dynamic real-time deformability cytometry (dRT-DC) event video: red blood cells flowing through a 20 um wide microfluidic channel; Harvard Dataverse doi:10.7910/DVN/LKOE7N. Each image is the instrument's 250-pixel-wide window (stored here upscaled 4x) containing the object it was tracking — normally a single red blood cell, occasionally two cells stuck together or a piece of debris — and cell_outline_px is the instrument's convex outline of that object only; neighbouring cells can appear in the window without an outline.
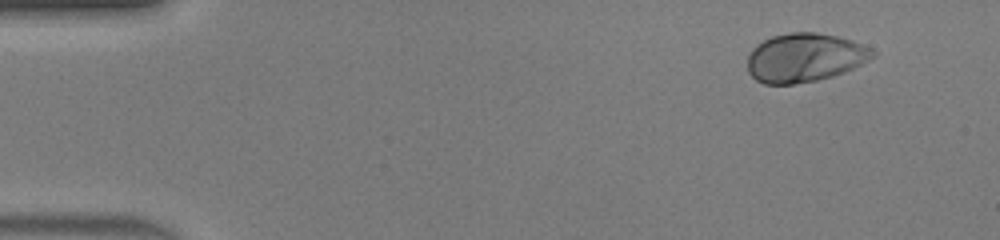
{"species": "human", "species_latin": "Homo sapiens", "temperature_condition": "warm", "stored_images_in_passage": 45, "camera_frame_rate_fps": 3000, "um_per_image_px": 0.085, "donor": {"sex": "male"}, "frame": {"image": 1, "passage_image": 1, "time_ms": 0.0, "image_size_px": [1000, 240], "cell_outline_px": [[876, 56], [844, 72], [832, 76], [816, 80], [792, 84], [764, 84], [756, 80], [748, 72], [748, 52], [756, 44], [772, 36], [792, 32], [816, 32], [836, 36], [852, 40], [872, 48], [876, 52]], "centroid_in_image_um": [68.39, 4.89], "position_along_channel_um": 16.6, "area_um2": 35.6}}
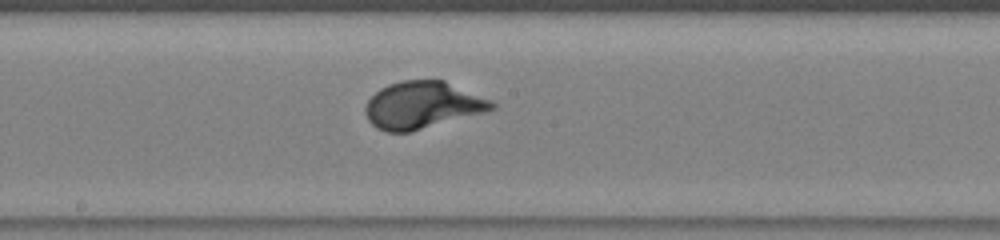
{"frame": {"image": 2, "passage_image": 23, "time_ms": 7.333, "image_size_px": [1000, 240], "cell_outline_px": [[496, 108], [488, 112], [408, 132], [388, 132], [376, 128], [368, 120], [364, 112], [364, 108], [368, 100], [380, 88], [388, 84], [404, 80], [444, 80], [492, 100], [496, 104]], "centroid_in_image_um": [35.92, 8.93], "position_along_channel_um": 212.3, "area_um2": 34.85}}
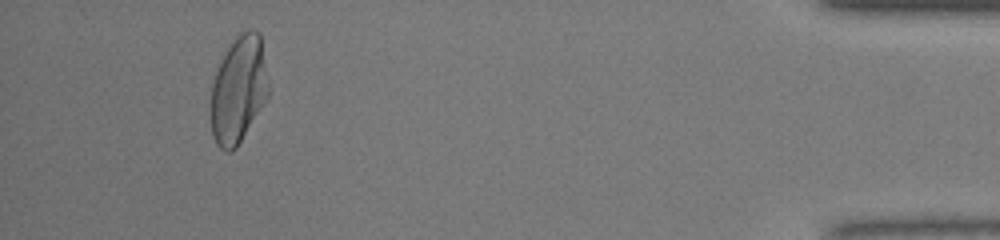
{"frame": {"image": 3, "passage_image": 42, "time_ms": 13.667, "image_size_px": [1000, 240], "cell_outline_px": [[268, 96], [236, 148], [232, 152], [224, 152], [216, 144], [212, 136], [208, 112], [212, 84], [216, 68], [228, 48], [236, 36], [248, 28], [252, 28], [260, 32], [268, 84]], "centroid_in_image_um": [20.22, 7.65], "position_along_channel_um": 415.0, "area_um2": 36.36}, "authors_computed_cell_mechanics": {"area_um2": 34.5066, "velocity_mm_per_s": 4.2345, "shape_relaxation_time_tau1_ms": 2.4915, "shape_relaxation_time_tau2_ms": null, "deformation_change_tau1": 0.1695, "deformation_change_tau2": null}}